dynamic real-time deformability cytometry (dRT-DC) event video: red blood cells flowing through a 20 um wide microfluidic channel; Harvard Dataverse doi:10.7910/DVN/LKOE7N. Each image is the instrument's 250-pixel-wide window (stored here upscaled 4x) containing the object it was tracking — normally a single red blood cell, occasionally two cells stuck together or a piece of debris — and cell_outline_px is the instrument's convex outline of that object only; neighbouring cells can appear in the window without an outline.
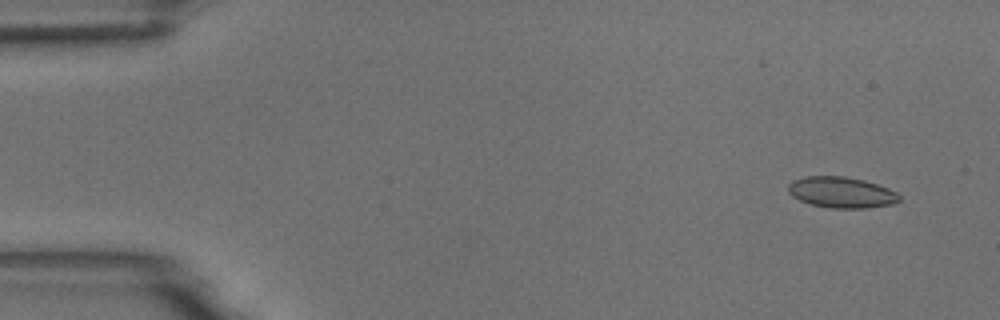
{"species": "common noctule bat (a hibernating species)", "species_latin": "Nyctalus noctula", "temperature_condition": "room temperature", "stored_images_in_passage": 54, "camera_frame_rate_fps": 3000, "um_per_image_px": 0.085, "animal": {"sex": "male", "body_mass_g": 18.8}, "frame": {"image": 1, "passage_image": 3, "time_ms": 0.667, "image_size_px": [1000, 320], "cell_outline_px": [[900, 200], [892, 204], [868, 208], [828, 208], [812, 204], [800, 200], [792, 196], [788, 192], [788, 184], [792, 180], [804, 176], [844, 176], [864, 180], [888, 188], [896, 192], [900, 196]], "centroid_in_image_um": [71.5, 16.35], "position_along_channel_um": 13.5, "area_um2": 20.11}}
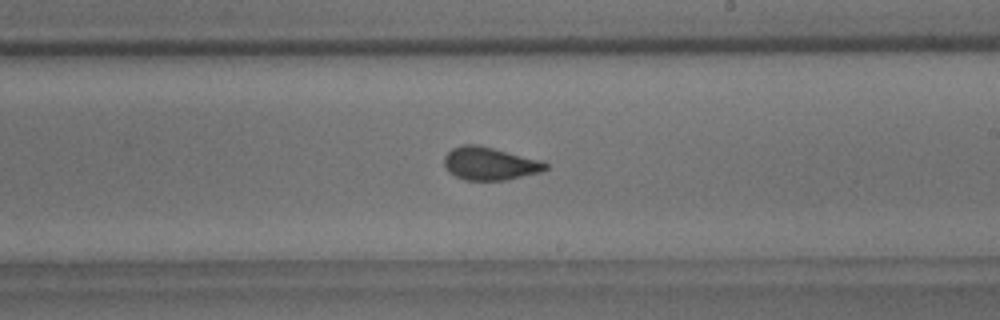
{"frame": {"image": 2, "passage_image": 31, "time_ms": 10.0, "image_size_px": [1000, 320], "cell_outline_px": [[548, 168], [540, 172], [508, 180], [464, 180], [448, 172], [444, 164], [444, 156], [452, 148], [460, 144], [476, 144], [544, 160], [548, 164]], "centroid_in_image_um": [41.64, 13.9], "position_along_channel_um": 247.4, "area_um2": 19.71}}
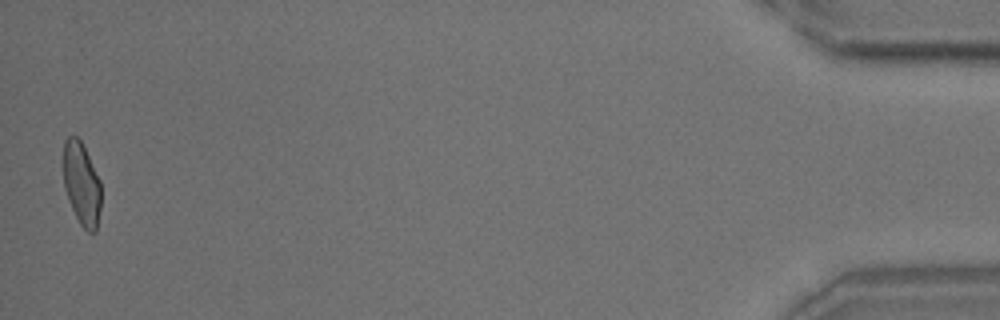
{"frame": {"image": 3, "passage_image": 53, "time_ms": 17.333, "image_size_px": [1000, 320], "cell_outline_px": [[100, 208], [96, 232], [88, 232], [80, 224], [68, 200], [64, 188], [64, 140], [68, 136], [76, 136], [80, 140], [100, 180]], "centroid_in_image_um": [6.93, 15.64], "position_along_channel_um": 428.3, "area_um2": 17.98}, "authors_computed_cell_mechanics": {"area_um2": 19.5653, "velocity_mm_per_s": 3.7229, "shape_relaxation_time_tau1_ms": 7.6935, "shape_relaxation_time_tau2_ms": 1.0972, "deformation_change_tau1": 0.1578, "deformation_change_tau2": 0.0631}}